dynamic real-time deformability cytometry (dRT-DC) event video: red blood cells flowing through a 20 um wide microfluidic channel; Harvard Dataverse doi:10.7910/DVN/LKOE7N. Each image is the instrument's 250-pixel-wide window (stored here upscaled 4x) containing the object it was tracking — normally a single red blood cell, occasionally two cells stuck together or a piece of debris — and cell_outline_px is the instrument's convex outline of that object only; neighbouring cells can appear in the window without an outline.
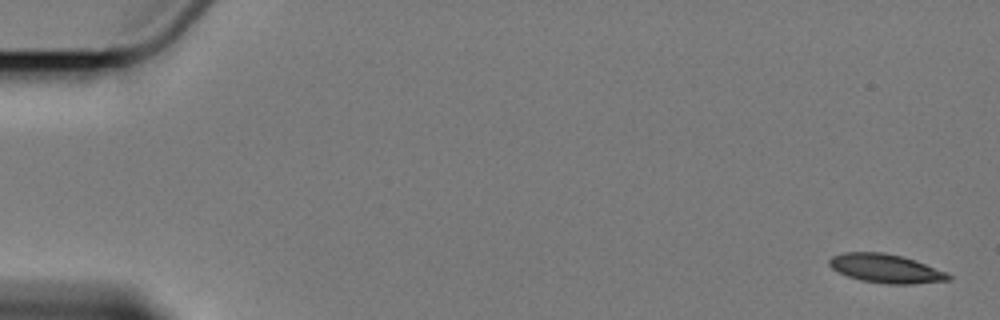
{"species": "Egyptian fruit bat (a non-hibernating species)", "species_latin": "Rousettus aegyptiacus", "temperature_condition": "cold", "stored_images_in_passage": 5, "camera_frame_rate_fps": 3000, "um_per_image_px": 0.085, "animal": {"sex": "female"}, "frame": {"image": 1, "passage_image": 1, "time_ms": 0.0, "image_size_px": [1000, 320], "cell_outline_px": [[952, 280], [912, 284], [888, 284], [860, 280], [848, 276], [832, 268], [828, 264], [828, 260], [832, 256], [844, 252], [884, 252], [916, 260], [948, 272], [952, 276]], "centroid_in_image_um": [75.33, 22.82], "position_along_channel_um": 9.7, "area_um2": 20.11}}
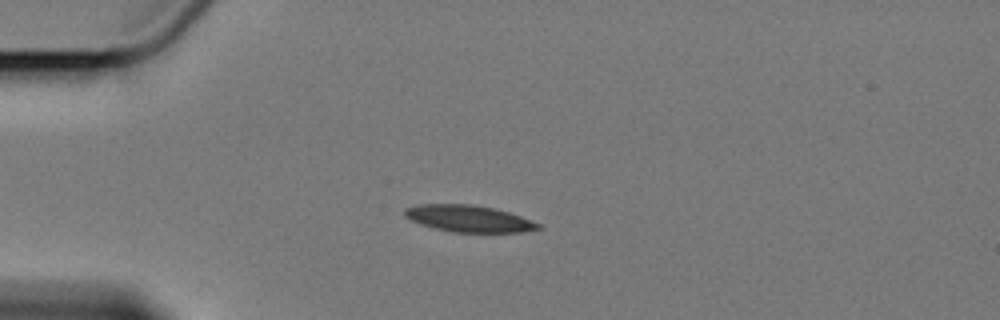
{"frame": {"image": 2, "passage_image": 5, "time_ms": 4.667, "image_size_px": [1000, 320], "cell_outline_px": [[544, 228], [524, 232], [452, 232], [420, 224], [404, 216], [404, 208], [416, 204], [472, 204], [492, 208], [508, 212], [520, 216], [540, 224]], "centroid_in_image_um": [39.83, 18.58], "position_along_channel_um": 45.2, "area_um2": 20.75}}